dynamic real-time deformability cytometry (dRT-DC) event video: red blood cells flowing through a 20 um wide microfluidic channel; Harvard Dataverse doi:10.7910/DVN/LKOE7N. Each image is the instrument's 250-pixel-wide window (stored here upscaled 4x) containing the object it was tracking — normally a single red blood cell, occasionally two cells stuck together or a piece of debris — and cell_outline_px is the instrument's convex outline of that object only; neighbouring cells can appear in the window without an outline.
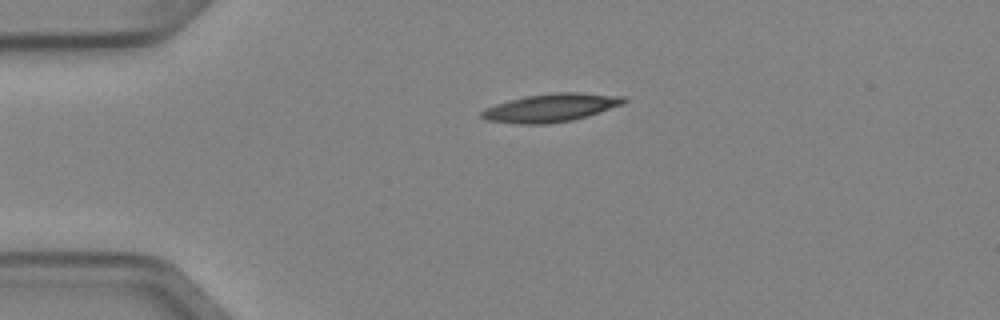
{"species": "Egyptian fruit bat (a non-hibernating species)", "species_latin": "Rousettus aegyptiacus", "temperature_condition": "cold", "stored_images_in_passage": 3, "camera_frame_rate_fps": 3000, "um_per_image_px": 0.085, "animal": {"sex": "female"}, "frame": {"image": 1, "passage_image": 3, "time_ms": 0.667, "image_size_px": [1000, 320], "cell_outline_px": [[628, 100], [624, 104], [588, 116], [572, 120], [548, 124], [516, 124], [484, 120], [480, 116], [480, 112], [484, 108], [508, 100], [528, 96], [556, 92], [576, 92], [624, 96]], "centroid_in_image_um": [46.81, 9.17], "position_along_channel_um": 38.2, "area_um2": 23.52}}